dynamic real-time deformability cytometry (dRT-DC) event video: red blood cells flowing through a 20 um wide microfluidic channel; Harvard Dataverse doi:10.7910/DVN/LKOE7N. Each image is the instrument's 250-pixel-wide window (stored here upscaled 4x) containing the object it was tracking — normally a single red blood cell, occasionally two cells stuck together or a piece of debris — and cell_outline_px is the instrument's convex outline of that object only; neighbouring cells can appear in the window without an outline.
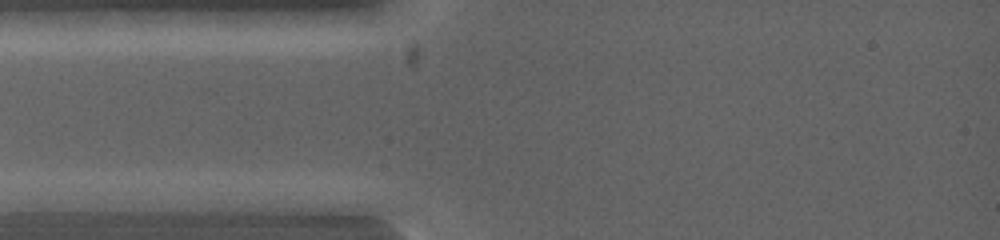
{"species": "common noctule bat (a hibernating species)", "species_latin": "Nyctalus noctula", "temperature_condition": "warm", "stored_images_in_passage": 2, "camera_frame_rate_fps": 5000, "um_per_image_px": 0.085, "animal": {"sex": "female", "body_mass_g": 19.0, "forearm_length_mm": 53.3}, "frame": {"image": 1, "passage_image": 1, "time_ms": 0.0, "image_size_px": [1000, 240], "cell_outline_px": [[124, 200], [112, 212], [36, 212], [16, 200], [40, 192], [124, 192]], "centroid_in_image_um": [6.24, 17.15], "position_along_channel_um": 78.8, "area_um2": 13.53}}